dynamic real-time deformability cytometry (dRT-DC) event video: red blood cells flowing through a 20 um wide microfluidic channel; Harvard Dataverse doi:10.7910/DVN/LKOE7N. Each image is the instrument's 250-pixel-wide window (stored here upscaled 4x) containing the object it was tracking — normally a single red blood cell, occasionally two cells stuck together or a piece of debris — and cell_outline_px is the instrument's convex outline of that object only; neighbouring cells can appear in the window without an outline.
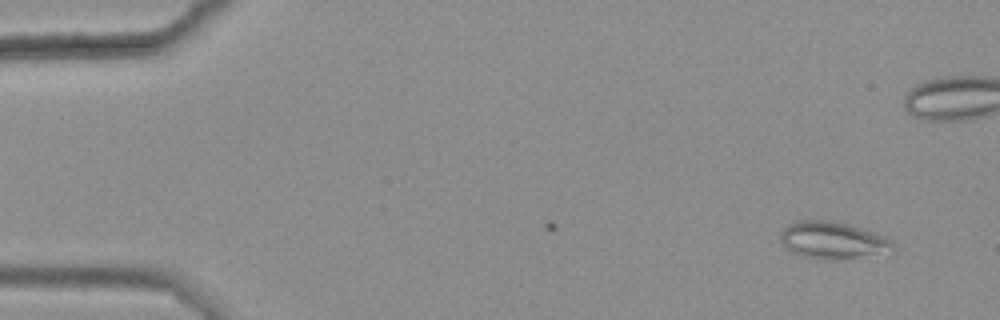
{"species": "common noctule bat (a hibernating species)", "species_latin": "Nyctalus noctula", "temperature_condition": "warm", "stored_images_in_passage": 11, "camera_frame_rate_fps": 3000, "um_per_image_px": 0.085, "animal": {"sex": "female", "body_mass_g": 25.1}, "frame": {"image": 1, "passage_image": 11, "time_ms": 3.333, "image_size_px": [1000, 320], "cell_outline_px": [[896, 252], [832, 260], [816, 260], [800, 256], [792, 252], [780, 240], [780, 232], [788, 224], [800, 220], [828, 220], [848, 224], [884, 236], [892, 240], [896, 248]], "centroid_in_image_um": [70.81, 20.44], "position_along_channel_um": 14.2, "area_um2": 24.62}}